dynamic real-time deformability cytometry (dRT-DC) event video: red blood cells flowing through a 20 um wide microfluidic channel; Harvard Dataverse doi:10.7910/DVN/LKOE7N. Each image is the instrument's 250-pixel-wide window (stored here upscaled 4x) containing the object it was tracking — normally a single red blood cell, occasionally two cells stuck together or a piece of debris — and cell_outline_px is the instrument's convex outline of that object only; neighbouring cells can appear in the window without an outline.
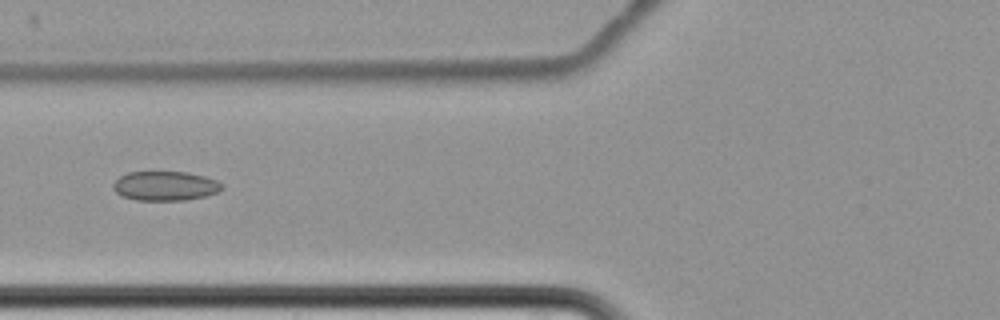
{"species": "common noctule bat (a hibernating species)", "species_latin": "Nyctalus noctula", "temperature_condition": "cold", "stored_images_in_passage": 9, "camera_frame_rate_fps": 3000, "um_per_image_px": 0.085, "animal": {"sex": "female", "body_mass_g": 22.7, "forearm_length_mm": 54.2}, "frame": {"image": 1, "passage_image": 7, "time_ms": 7.0, "image_size_px": [1000, 320], "cell_outline_px": [[224, 188], [216, 192], [204, 196], [184, 200], [136, 200], [124, 196], [116, 192], [112, 188], [112, 184], [120, 176], [128, 172], [188, 172], [204, 176], [216, 180], [224, 184]], "centroid_in_image_um": [14.04, 15.79], "position_along_channel_um": 111.8, "area_um2": 18.55}}
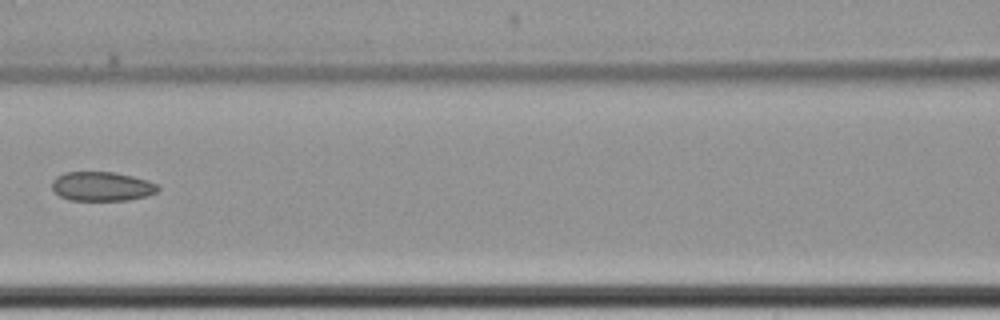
{"frame": {"image": 2, "passage_image": 8, "time_ms": 8.333, "image_size_px": [1000, 320], "cell_outline_px": [[160, 188], [156, 192], [148, 196], [128, 200], [68, 200], [60, 196], [52, 188], [52, 180], [56, 176], [64, 172], [116, 172], [148, 180], [156, 184]], "centroid_in_image_um": [8.66, 15.84], "position_along_channel_um": 157.9, "area_um2": 18.15}}
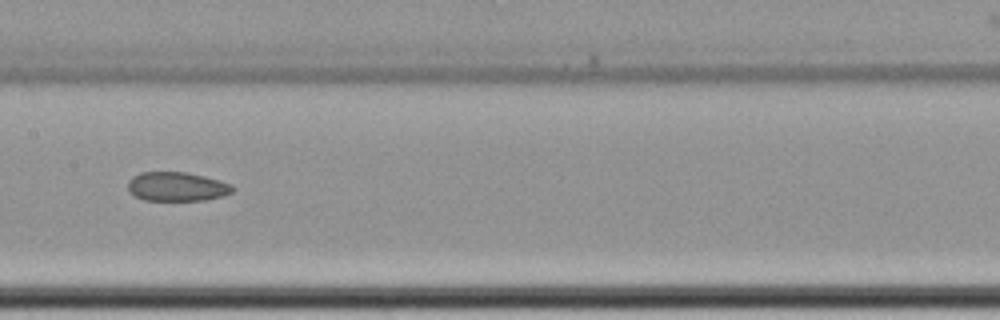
{"frame": {"image": 3, "passage_image": 9, "time_ms": 9.333, "image_size_px": [1000, 320], "cell_outline_px": [[236, 188], [232, 192], [224, 196], [204, 200], [144, 200], [136, 196], [128, 188], [128, 180], [132, 176], [140, 172], [188, 172], [220, 180], [232, 184]], "centroid_in_image_um": [15.07, 15.85], "position_along_channel_um": 192.3, "area_um2": 17.86}}